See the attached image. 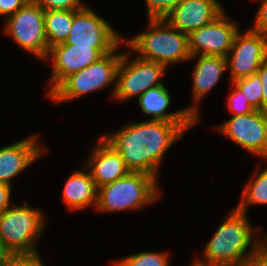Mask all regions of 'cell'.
I'll use <instances>...</instances> for the list:
<instances>
[{
    "mask_svg": "<svg viewBox=\"0 0 267 266\" xmlns=\"http://www.w3.org/2000/svg\"><path fill=\"white\" fill-rule=\"evenodd\" d=\"M148 22V32L125 42L131 50L140 53L138 57L165 67L191 59L187 34L173 28L165 19H149Z\"/></svg>",
    "mask_w": 267,
    "mask_h": 266,
    "instance_id": "cell-3",
    "label": "cell"
},
{
    "mask_svg": "<svg viewBox=\"0 0 267 266\" xmlns=\"http://www.w3.org/2000/svg\"><path fill=\"white\" fill-rule=\"evenodd\" d=\"M117 49L118 47L86 68L66 77L49 97L56 103L66 102L105 88L114 82L122 58L121 53H115Z\"/></svg>",
    "mask_w": 267,
    "mask_h": 266,
    "instance_id": "cell-6",
    "label": "cell"
},
{
    "mask_svg": "<svg viewBox=\"0 0 267 266\" xmlns=\"http://www.w3.org/2000/svg\"><path fill=\"white\" fill-rule=\"evenodd\" d=\"M251 30L267 36V0H263Z\"/></svg>",
    "mask_w": 267,
    "mask_h": 266,
    "instance_id": "cell-28",
    "label": "cell"
},
{
    "mask_svg": "<svg viewBox=\"0 0 267 266\" xmlns=\"http://www.w3.org/2000/svg\"><path fill=\"white\" fill-rule=\"evenodd\" d=\"M73 23V10H44V26L48 47L64 43Z\"/></svg>",
    "mask_w": 267,
    "mask_h": 266,
    "instance_id": "cell-20",
    "label": "cell"
},
{
    "mask_svg": "<svg viewBox=\"0 0 267 266\" xmlns=\"http://www.w3.org/2000/svg\"><path fill=\"white\" fill-rule=\"evenodd\" d=\"M154 176L130 172L97 189L98 211H122L142 207L158 198L157 182Z\"/></svg>",
    "mask_w": 267,
    "mask_h": 266,
    "instance_id": "cell-4",
    "label": "cell"
},
{
    "mask_svg": "<svg viewBox=\"0 0 267 266\" xmlns=\"http://www.w3.org/2000/svg\"><path fill=\"white\" fill-rule=\"evenodd\" d=\"M195 123L149 119L126 125L103 138L121 155L130 172L149 174L157 179L165 151Z\"/></svg>",
    "mask_w": 267,
    "mask_h": 266,
    "instance_id": "cell-1",
    "label": "cell"
},
{
    "mask_svg": "<svg viewBox=\"0 0 267 266\" xmlns=\"http://www.w3.org/2000/svg\"><path fill=\"white\" fill-rule=\"evenodd\" d=\"M5 31L21 48L38 58L47 59L49 47L45 34L44 9L30 0L15 14L6 18Z\"/></svg>",
    "mask_w": 267,
    "mask_h": 266,
    "instance_id": "cell-7",
    "label": "cell"
},
{
    "mask_svg": "<svg viewBox=\"0 0 267 266\" xmlns=\"http://www.w3.org/2000/svg\"><path fill=\"white\" fill-rule=\"evenodd\" d=\"M24 205L8 208L0 215V240L11 254L36 253L35 240L43 232L41 211Z\"/></svg>",
    "mask_w": 267,
    "mask_h": 266,
    "instance_id": "cell-5",
    "label": "cell"
},
{
    "mask_svg": "<svg viewBox=\"0 0 267 266\" xmlns=\"http://www.w3.org/2000/svg\"><path fill=\"white\" fill-rule=\"evenodd\" d=\"M11 195V185L0 183V215L4 213L9 207Z\"/></svg>",
    "mask_w": 267,
    "mask_h": 266,
    "instance_id": "cell-31",
    "label": "cell"
},
{
    "mask_svg": "<svg viewBox=\"0 0 267 266\" xmlns=\"http://www.w3.org/2000/svg\"><path fill=\"white\" fill-rule=\"evenodd\" d=\"M218 130L248 152L267 159V111L233 116Z\"/></svg>",
    "mask_w": 267,
    "mask_h": 266,
    "instance_id": "cell-10",
    "label": "cell"
},
{
    "mask_svg": "<svg viewBox=\"0 0 267 266\" xmlns=\"http://www.w3.org/2000/svg\"><path fill=\"white\" fill-rule=\"evenodd\" d=\"M115 49H96L69 44H57L49 48L47 58L53 59L52 86L49 94L69 75L79 72Z\"/></svg>",
    "mask_w": 267,
    "mask_h": 266,
    "instance_id": "cell-13",
    "label": "cell"
},
{
    "mask_svg": "<svg viewBox=\"0 0 267 266\" xmlns=\"http://www.w3.org/2000/svg\"><path fill=\"white\" fill-rule=\"evenodd\" d=\"M166 253L142 252L121 259L116 266H169Z\"/></svg>",
    "mask_w": 267,
    "mask_h": 266,
    "instance_id": "cell-23",
    "label": "cell"
},
{
    "mask_svg": "<svg viewBox=\"0 0 267 266\" xmlns=\"http://www.w3.org/2000/svg\"><path fill=\"white\" fill-rule=\"evenodd\" d=\"M170 94L164 85L149 88L138 98L142 111L152 116V120L173 122H196L198 120L197 105L178 112L165 114L170 105Z\"/></svg>",
    "mask_w": 267,
    "mask_h": 266,
    "instance_id": "cell-17",
    "label": "cell"
},
{
    "mask_svg": "<svg viewBox=\"0 0 267 266\" xmlns=\"http://www.w3.org/2000/svg\"><path fill=\"white\" fill-rule=\"evenodd\" d=\"M192 266H223V265L207 264V263H203L199 260H196L195 263L192 264Z\"/></svg>",
    "mask_w": 267,
    "mask_h": 266,
    "instance_id": "cell-35",
    "label": "cell"
},
{
    "mask_svg": "<svg viewBox=\"0 0 267 266\" xmlns=\"http://www.w3.org/2000/svg\"><path fill=\"white\" fill-rule=\"evenodd\" d=\"M222 13L223 8L217 0H181L165 20L173 28L189 35Z\"/></svg>",
    "mask_w": 267,
    "mask_h": 266,
    "instance_id": "cell-14",
    "label": "cell"
},
{
    "mask_svg": "<svg viewBox=\"0 0 267 266\" xmlns=\"http://www.w3.org/2000/svg\"><path fill=\"white\" fill-rule=\"evenodd\" d=\"M229 20L223 12L211 23L191 32L188 35L191 58L198 54L226 57L239 32L238 26Z\"/></svg>",
    "mask_w": 267,
    "mask_h": 266,
    "instance_id": "cell-12",
    "label": "cell"
},
{
    "mask_svg": "<svg viewBox=\"0 0 267 266\" xmlns=\"http://www.w3.org/2000/svg\"><path fill=\"white\" fill-rule=\"evenodd\" d=\"M121 36L101 16L85 6L73 10V23L67 39L62 44L93 47L96 49H116Z\"/></svg>",
    "mask_w": 267,
    "mask_h": 266,
    "instance_id": "cell-9",
    "label": "cell"
},
{
    "mask_svg": "<svg viewBox=\"0 0 267 266\" xmlns=\"http://www.w3.org/2000/svg\"><path fill=\"white\" fill-rule=\"evenodd\" d=\"M265 236V242L263 240L257 242V253L267 260V235Z\"/></svg>",
    "mask_w": 267,
    "mask_h": 266,
    "instance_id": "cell-34",
    "label": "cell"
},
{
    "mask_svg": "<svg viewBox=\"0 0 267 266\" xmlns=\"http://www.w3.org/2000/svg\"><path fill=\"white\" fill-rule=\"evenodd\" d=\"M127 58H129L128 52L122 53L117 71V82L112 93L114 98L125 100L136 95L139 97L149 88L163 85L159 79L164 74V65L140 57L128 63Z\"/></svg>",
    "mask_w": 267,
    "mask_h": 266,
    "instance_id": "cell-8",
    "label": "cell"
},
{
    "mask_svg": "<svg viewBox=\"0 0 267 266\" xmlns=\"http://www.w3.org/2000/svg\"><path fill=\"white\" fill-rule=\"evenodd\" d=\"M63 199L72 210L83 209L91 204L96 207L97 188L90 171H77L68 178L63 190Z\"/></svg>",
    "mask_w": 267,
    "mask_h": 266,
    "instance_id": "cell-19",
    "label": "cell"
},
{
    "mask_svg": "<svg viewBox=\"0 0 267 266\" xmlns=\"http://www.w3.org/2000/svg\"><path fill=\"white\" fill-rule=\"evenodd\" d=\"M244 266H267V260L256 253Z\"/></svg>",
    "mask_w": 267,
    "mask_h": 266,
    "instance_id": "cell-32",
    "label": "cell"
},
{
    "mask_svg": "<svg viewBox=\"0 0 267 266\" xmlns=\"http://www.w3.org/2000/svg\"><path fill=\"white\" fill-rule=\"evenodd\" d=\"M233 92L231 93L230 97L228 98V107L231 113L236 115H246L254 109L252 106L248 103V99L244 97V94L241 92V90L233 84Z\"/></svg>",
    "mask_w": 267,
    "mask_h": 266,
    "instance_id": "cell-25",
    "label": "cell"
},
{
    "mask_svg": "<svg viewBox=\"0 0 267 266\" xmlns=\"http://www.w3.org/2000/svg\"><path fill=\"white\" fill-rule=\"evenodd\" d=\"M232 84L241 90L254 110L262 111V83L258 73L236 79Z\"/></svg>",
    "mask_w": 267,
    "mask_h": 266,
    "instance_id": "cell-22",
    "label": "cell"
},
{
    "mask_svg": "<svg viewBox=\"0 0 267 266\" xmlns=\"http://www.w3.org/2000/svg\"><path fill=\"white\" fill-rule=\"evenodd\" d=\"M92 154L87 164V168L91 170H87L90 171L97 189L130 173L121 155L103 137L99 139Z\"/></svg>",
    "mask_w": 267,
    "mask_h": 266,
    "instance_id": "cell-15",
    "label": "cell"
},
{
    "mask_svg": "<svg viewBox=\"0 0 267 266\" xmlns=\"http://www.w3.org/2000/svg\"><path fill=\"white\" fill-rule=\"evenodd\" d=\"M2 266H44L38 252L12 254Z\"/></svg>",
    "mask_w": 267,
    "mask_h": 266,
    "instance_id": "cell-27",
    "label": "cell"
},
{
    "mask_svg": "<svg viewBox=\"0 0 267 266\" xmlns=\"http://www.w3.org/2000/svg\"><path fill=\"white\" fill-rule=\"evenodd\" d=\"M257 73L262 83V111H267V59L262 63Z\"/></svg>",
    "mask_w": 267,
    "mask_h": 266,
    "instance_id": "cell-30",
    "label": "cell"
},
{
    "mask_svg": "<svg viewBox=\"0 0 267 266\" xmlns=\"http://www.w3.org/2000/svg\"><path fill=\"white\" fill-rule=\"evenodd\" d=\"M29 1L30 0H0V15H6L7 18H9Z\"/></svg>",
    "mask_w": 267,
    "mask_h": 266,
    "instance_id": "cell-29",
    "label": "cell"
},
{
    "mask_svg": "<svg viewBox=\"0 0 267 266\" xmlns=\"http://www.w3.org/2000/svg\"><path fill=\"white\" fill-rule=\"evenodd\" d=\"M253 178L246 184L240 204L236 207L245 213L250 204H267V168Z\"/></svg>",
    "mask_w": 267,
    "mask_h": 266,
    "instance_id": "cell-21",
    "label": "cell"
},
{
    "mask_svg": "<svg viewBox=\"0 0 267 266\" xmlns=\"http://www.w3.org/2000/svg\"><path fill=\"white\" fill-rule=\"evenodd\" d=\"M44 10H80L85 7L80 0H34Z\"/></svg>",
    "mask_w": 267,
    "mask_h": 266,
    "instance_id": "cell-26",
    "label": "cell"
},
{
    "mask_svg": "<svg viewBox=\"0 0 267 266\" xmlns=\"http://www.w3.org/2000/svg\"><path fill=\"white\" fill-rule=\"evenodd\" d=\"M11 255V252L5 247V245L0 240V266H2Z\"/></svg>",
    "mask_w": 267,
    "mask_h": 266,
    "instance_id": "cell-33",
    "label": "cell"
},
{
    "mask_svg": "<svg viewBox=\"0 0 267 266\" xmlns=\"http://www.w3.org/2000/svg\"><path fill=\"white\" fill-rule=\"evenodd\" d=\"M181 0H146L149 19H165Z\"/></svg>",
    "mask_w": 267,
    "mask_h": 266,
    "instance_id": "cell-24",
    "label": "cell"
},
{
    "mask_svg": "<svg viewBox=\"0 0 267 266\" xmlns=\"http://www.w3.org/2000/svg\"><path fill=\"white\" fill-rule=\"evenodd\" d=\"M37 136L0 148V183L11 185V179L29 167L45 148L38 146ZM42 150H41V149Z\"/></svg>",
    "mask_w": 267,
    "mask_h": 266,
    "instance_id": "cell-16",
    "label": "cell"
},
{
    "mask_svg": "<svg viewBox=\"0 0 267 266\" xmlns=\"http://www.w3.org/2000/svg\"><path fill=\"white\" fill-rule=\"evenodd\" d=\"M232 52V57H230ZM267 59V36L247 30L243 36L236 34L229 54L226 56L232 82L257 73Z\"/></svg>",
    "mask_w": 267,
    "mask_h": 266,
    "instance_id": "cell-11",
    "label": "cell"
},
{
    "mask_svg": "<svg viewBox=\"0 0 267 266\" xmlns=\"http://www.w3.org/2000/svg\"><path fill=\"white\" fill-rule=\"evenodd\" d=\"M228 215L205 246L206 261H199L223 266H244L257 253L256 241L252 251L246 253L254 235L246 213L236 208Z\"/></svg>",
    "mask_w": 267,
    "mask_h": 266,
    "instance_id": "cell-2",
    "label": "cell"
},
{
    "mask_svg": "<svg viewBox=\"0 0 267 266\" xmlns=\"http://www.w3.org/2000/svg\"><path fill=\"white\" fill-rule=\"evenodd\" d=\"M226 68V57L199 55L193 71V96L197 103L217 84Z\"/></svg>",
    "mask_w": 267,
    "mask_h": 266,
    "instance_id": "cell-18",
    "label": "cell"
}]
</instances>
